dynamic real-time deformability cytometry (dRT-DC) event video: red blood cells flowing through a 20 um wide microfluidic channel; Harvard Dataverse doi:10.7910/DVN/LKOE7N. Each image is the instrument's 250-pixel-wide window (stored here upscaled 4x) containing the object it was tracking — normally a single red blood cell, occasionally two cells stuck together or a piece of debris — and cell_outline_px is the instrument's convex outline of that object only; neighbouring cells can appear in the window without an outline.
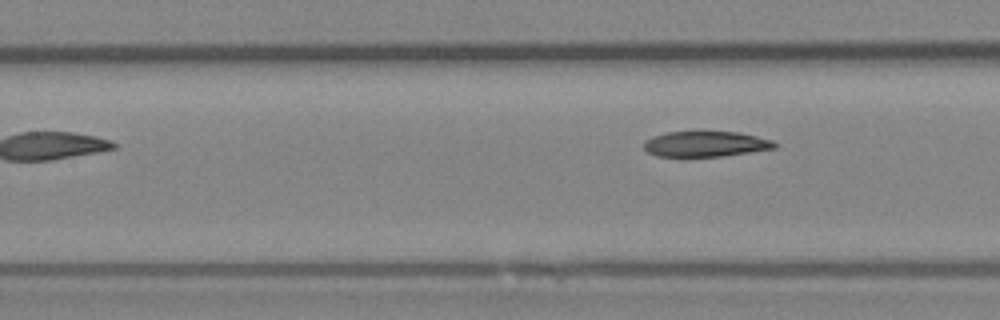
{"species": "Egyptian fruit bat (a non-hibernating species)", "species_latin": "Rousettus aegyptiacus", "temperature_condition": "room temperature", "stored_images_in_passage": 6, "camera_frame_rate_fps": 3000, "um_per_image_px": 0.085, "animal": {"sex": "female"}, "frame": {"image": 1, "passage_image": 6, "time_ms": 1.667, "image_size_px": [1000, 320], "cell_outline_px": [[776, 148], [720, 156], [656, 156], [648, 152], [644, 148], [644, 140], [652, 136], [668, 132], [700, 128], [736, 132], [756, 136], [772, 140], [776, 144]], "centroid_in_image_um": [59.92, 12.18], "position_along_channel_um": 147.5, "area_um2": 20.11}}